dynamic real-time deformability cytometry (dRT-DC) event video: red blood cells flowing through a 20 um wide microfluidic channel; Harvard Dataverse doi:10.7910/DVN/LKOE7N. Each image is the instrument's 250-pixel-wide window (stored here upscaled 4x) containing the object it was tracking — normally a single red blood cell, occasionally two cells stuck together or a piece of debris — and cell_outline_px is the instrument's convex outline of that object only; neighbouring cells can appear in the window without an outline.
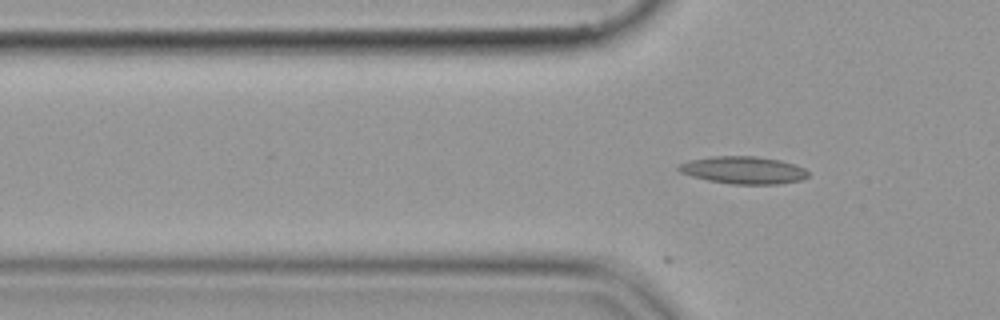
{"species": "common noctule bat (a hibernating species)", "species_latin": "Nyctalus noctula", "temperature_condition": "cold", "stored_images_in_passage": 17, "camera_frame_rate_fps": 3000, "um_per_image_px": 0.085, "animal": {"sex": "female", "body_mass_g": 19.9}, "frame": {"image": 1, "passage_image": 17, "time_ms": 5.333, "image_size_px": [1000, 320], "cell_outline_px": [[808, 176], [800, 180], [780, 184], [732, 184], [708, 180], [692, 176], [680, 172], [676, 168], [680, 164], [688, 160], [712, 156], [752, 156], [780, 160], [804, 168], [808, 172]], "centroid_in_image_um": [63.16, 14.46], "position_along_channel_um": 62.6, "area_um2": 20.58}}